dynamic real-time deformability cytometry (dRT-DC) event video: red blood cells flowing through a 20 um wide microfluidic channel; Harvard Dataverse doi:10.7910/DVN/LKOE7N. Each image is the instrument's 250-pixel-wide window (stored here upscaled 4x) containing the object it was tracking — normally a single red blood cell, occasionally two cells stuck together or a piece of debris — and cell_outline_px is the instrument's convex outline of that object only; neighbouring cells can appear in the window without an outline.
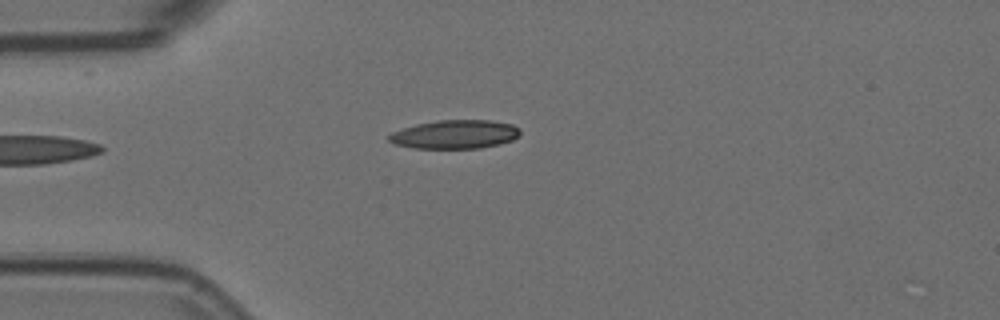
{"species": "Egyptian fruit bat (a non-hibernating species)", "species_latin": "Rousettus aegyptiacus", "temperature_condition": "room temperature", "stored_images_in_passage": 6, "camera_frame_rate_fps": 3000, "um_per_image_px": 0.085, "animal": {"sex": "female"}, "frame": {"image": 1, "passage_image": 1, "time_ms": 0.0, "image_size_px": [1000, 320], "cell_outline_px": [[520, 136], [512, 140], [500, 144], [480, 148], [412, 148], [396, 144], [388, 140], [388, 136], [392, 132], [416, 124], [436, 120], [488, 120], [512, 124], [520, 128]], "centroid_in_image_um": [38.7, 11.42], "position_along_channel_um": 46.3, "area_um2": 21.96}}
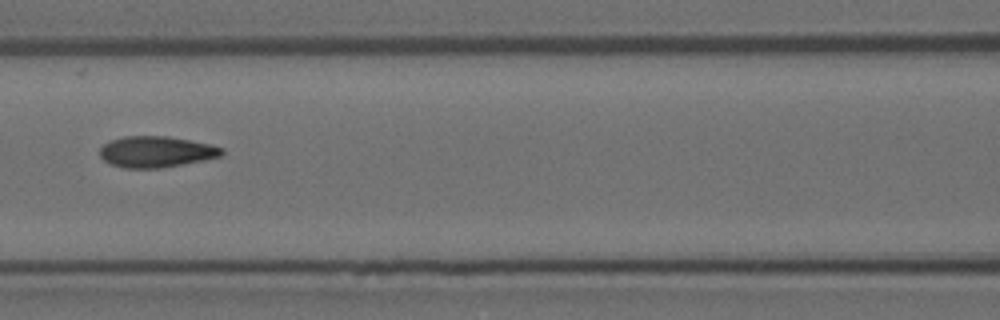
{"frame": {"image": 2, "passage_image": 4, "time_ms": 1.0, "image_size_px": [1000, 320], "cell_outline_px": [[224, 152], [220, 156], [204, 160], [160, 168], [124, 168], [112, 164], [104, 160], [100, 156], [100, 148], [104, 144], [112, 140], [124, 136], [168, 136], [212, 144], [224, 148]], "centroid_in_image_um": [13.3, 12.89], "position_along_channel_um": 153.3, "area_um2": 22.08}}
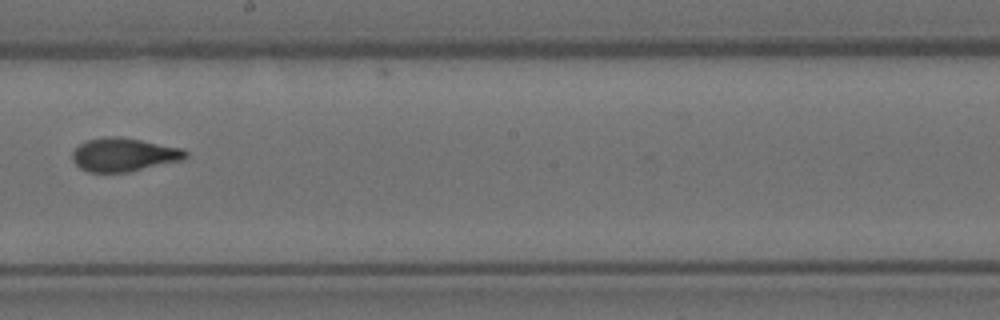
{"frame": {"image": 3, "passage_image": 6, "time_ms": 1.667, "image_size_px": [1000, 320], "cell_outline_px": [[188, 156], [184, 160], [128, 172], [88, 172], [80, 168], [72, 160], [72, 152], [80, 144], [88, 140], [104, 136], [120, 136], [180, 148], [188, 152]], "centroid_in_image_um": [10.52, 13.15], "position_along_channel_um": 237.7, "area_um2": 22.08}}